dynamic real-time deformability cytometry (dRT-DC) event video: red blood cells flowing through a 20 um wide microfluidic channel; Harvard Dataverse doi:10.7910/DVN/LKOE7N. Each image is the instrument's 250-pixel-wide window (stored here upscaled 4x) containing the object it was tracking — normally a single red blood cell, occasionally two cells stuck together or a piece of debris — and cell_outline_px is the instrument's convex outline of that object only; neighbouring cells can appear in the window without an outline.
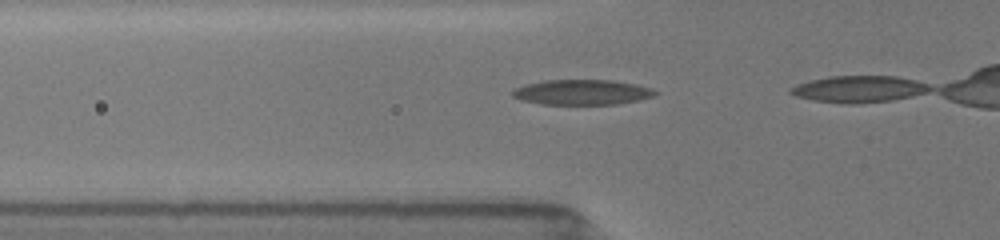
{"species": "common noctule bat (a hibernating species)", "species_latin": "Nyctalus noctula", "temperature_condition": "room temperature", "stored_images_in_passage": 8, "camera_frame_rate_fps": 3000, "um_per_image_px": 0.085, "animal": {"sex": "female", "body_mass_g": 19.5, "forearm_length_mm": 54.1}, "frame": {"image": 1, "passage_image": 6, "time_ms": 3.0, "image_size_px": [1000, 240], "cell_outline_px": [[656, 96], [640, 100], [616, 104], [540, 104], [520, 100], [512, 96], [512, 92], [516, 88], [524, 84], [544, 80], [612, 80], [636, 84], [652, 88], [656, 92]], "centroid_in_image_um": [49.47, 7.84], "position_along_channel_um": 76.3, "area_um2": 21.04}}